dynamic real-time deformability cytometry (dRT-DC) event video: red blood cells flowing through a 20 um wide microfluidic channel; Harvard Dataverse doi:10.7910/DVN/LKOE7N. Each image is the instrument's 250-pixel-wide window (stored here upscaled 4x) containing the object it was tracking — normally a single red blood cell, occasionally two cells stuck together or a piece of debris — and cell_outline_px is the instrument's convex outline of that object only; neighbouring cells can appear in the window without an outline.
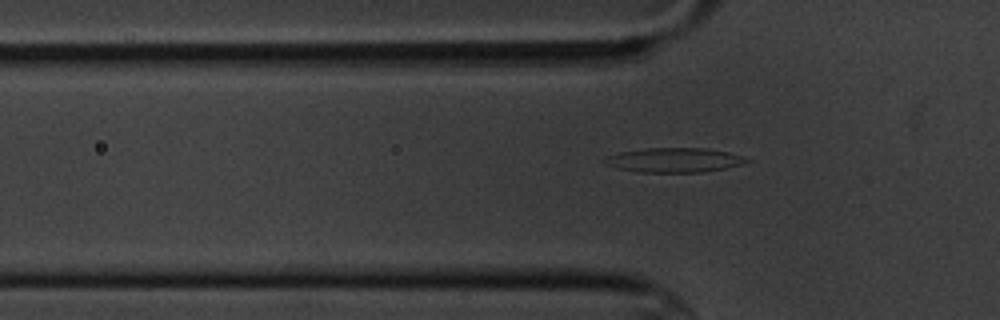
{"species": "common noctule bat (a hibernating species)", "species_latin": "Nyctalus noctula", "temperature_condition": "cold", "stored_images_in_passage": 11, "camera_frame_rate_fps": 3000, "um_per_image_px": 0.085, "animal": {"sex": "male", "body_mass_g": 20.1, "forearm_length_mm": 53.5}, "frame": {"image": 1, "passage_image": 7, "time_ms": 7.667, "image_size_px": [1000, 320], "cell_outline_px": [[752, 160], [740, 164], [724, 168], [704, 172], [636, 172], [616, 168], [604, 164], [600, 160], [608, 156], [620, 152], [648, 148], [704, 148], [728, 152]], "centroid_in_image_um": [57.23, 13.61], "position_along_channel_um": 68.6, "area_um2": 20.17}}
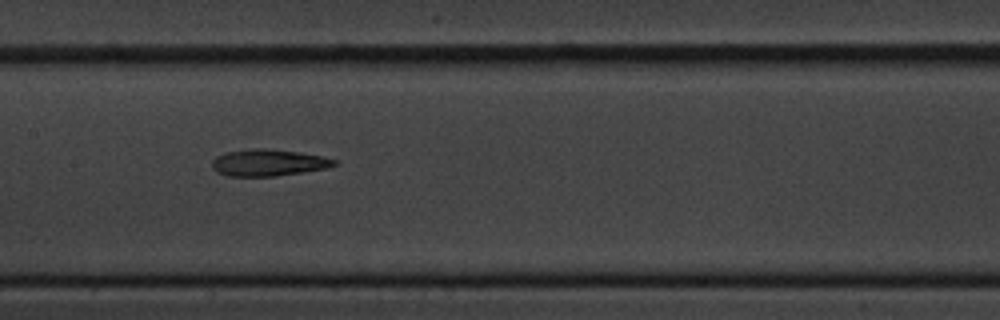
{"frame": {"image": 2, "passage_image": 10, "time_ms": 11.0, "image_size_px": [1000, 320], "cell_outline_px": [[336, 164], [324, 168], [276, 176], [228, 176], [216, 172], [212, 168], [212, 160], [216, 156], [224, 152], [252, 148], [264, 148], [300, 152], [324, 156], [336, 160]], "centroid_in_image_um": [22.75, 13.81], "position_along_channel_um": 184.6, "area_um2": 19.02}}
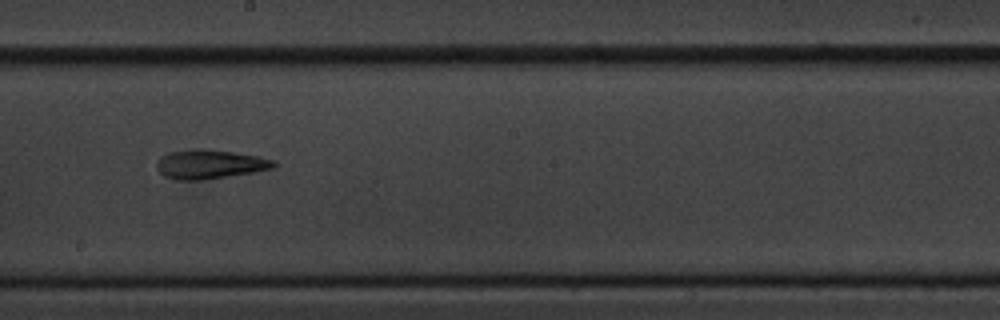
{"frame": {"image": 3, "passage_image": 11, "time_ms": 12.333, "image_size_px": [1000, 320], "cell_outline_px": [[276, 164], [272, 168], [252, 172], [200, 180], [176, 180], [164, 176], [156, 168], [156, 164], [160, 156], [168, 152], [200, 148], [204, 148], [232, 152], [256, 156], [276, 160]], "centroid_in_image_um": [17.78, 13.95], "position_along_channel_um": 230.4, "area_um2": 19.71}}